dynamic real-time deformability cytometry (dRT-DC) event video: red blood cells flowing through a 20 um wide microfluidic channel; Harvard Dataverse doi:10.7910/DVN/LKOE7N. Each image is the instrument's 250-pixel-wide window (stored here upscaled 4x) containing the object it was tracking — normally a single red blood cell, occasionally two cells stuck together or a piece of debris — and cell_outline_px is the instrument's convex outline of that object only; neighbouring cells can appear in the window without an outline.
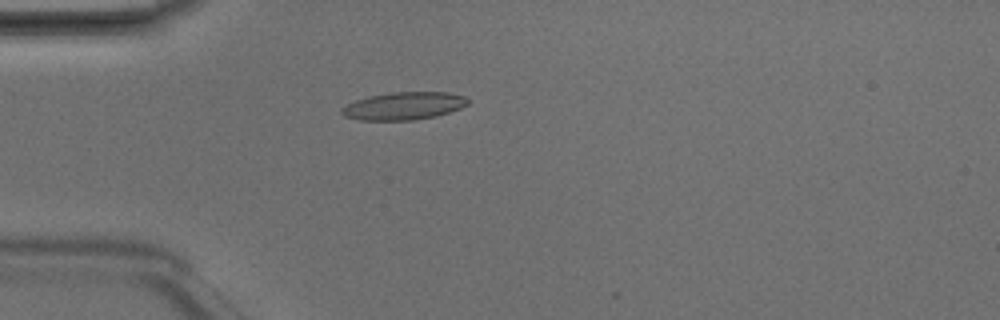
{"species": "Egyptian fruit bat (a non-hibernating species)", "species_latin": "Rousettus aegyptiacus", "temperature_condition": "room temperature", "stored_images_in_passage": 4, "camera_frame_rate_fps": 3000, "um_per_image_px": 0.085, "animal": {"sex": "male"}, "frame": {"image": 1, "passage_image": 4, "time_ms": 1.0, "image_size_px": [1000, 320], "cell_outline_px": [[468, 104], [460, 108], [436, 116], [412, 120], [360, 120], [344, 116], [340, 112], [340, 108], [356, 100], [368, 96], [392, 92], [448, 92], [464, 96], [468, 100]], "centroid_in_image_um": [34.3, 9.0], "position_along_channel_um": 50.7, "area_um2": 20.29}}